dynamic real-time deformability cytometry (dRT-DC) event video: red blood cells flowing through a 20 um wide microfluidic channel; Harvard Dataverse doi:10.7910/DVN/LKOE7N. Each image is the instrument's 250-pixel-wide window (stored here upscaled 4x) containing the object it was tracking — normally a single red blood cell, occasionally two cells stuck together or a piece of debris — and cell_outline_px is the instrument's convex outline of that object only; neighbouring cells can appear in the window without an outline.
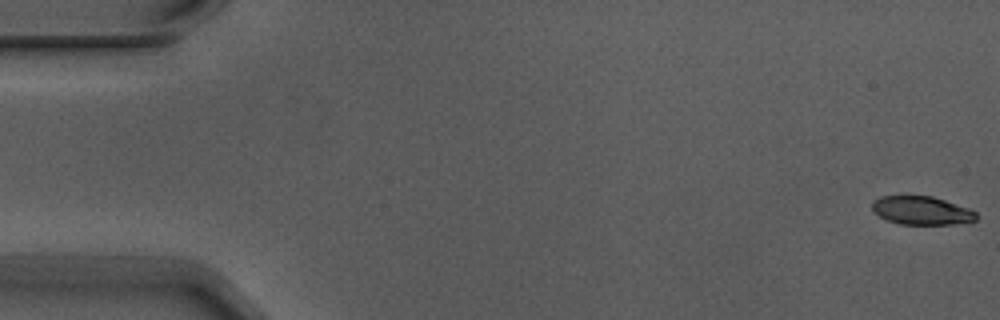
{"species": "Egyptian fruit bat (a non-hibernating species)", "species_latin": "Rousettus aegyptiacus", "temperature_condition": "warm", "stored_images_in_passage": 4, "camera_frame_rate_fps": 3000, "um_per_image_px": 0.085, "animal": {"sex": "male"}, "frame": {"image": 1, "passage_image": 1, "time_ms": 0.0, "image_size_px": [1000, 320], "cell_outline_px": [[980, 216], [976, 220], [952, 224], [900, 224], [888, 220], [880, 216], [872, 208], [872, 204], [880, 196], [932, 196], [968, 208], [976, 212]], "centroid_in_image_um": [78.37, 17.89], "position_along_channel_um": 6.6, "area_um2": 16.99}}
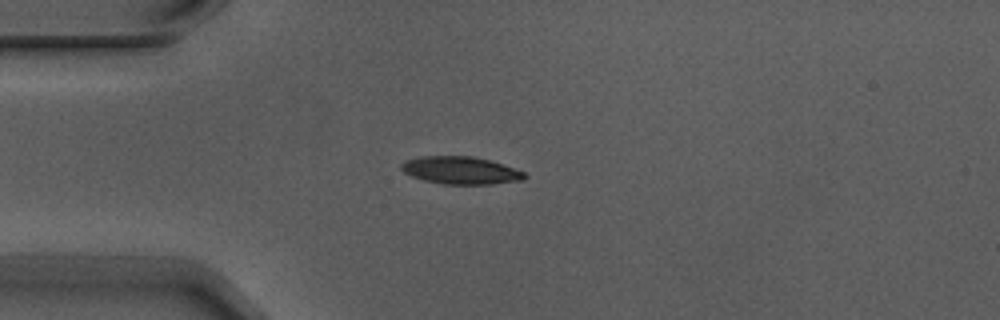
{"frame": {"image": 2, "passage_image": 4, "time_ms": 1.0, "image_size_px": [1000, 320], "cell_outline_px": [[528, 176], [524, 180], [492, 184], [444, 184], [424, 180], [412, 176], [404, 172], [400, 168], [400, 164], [408, 160], [420, 156], [472, 156], [488, 160], [524, 172]], "centroid_in_image_um": [39.15, 14.49], "position_along_channel_um": 45.9, "area_um2": 19.59}}